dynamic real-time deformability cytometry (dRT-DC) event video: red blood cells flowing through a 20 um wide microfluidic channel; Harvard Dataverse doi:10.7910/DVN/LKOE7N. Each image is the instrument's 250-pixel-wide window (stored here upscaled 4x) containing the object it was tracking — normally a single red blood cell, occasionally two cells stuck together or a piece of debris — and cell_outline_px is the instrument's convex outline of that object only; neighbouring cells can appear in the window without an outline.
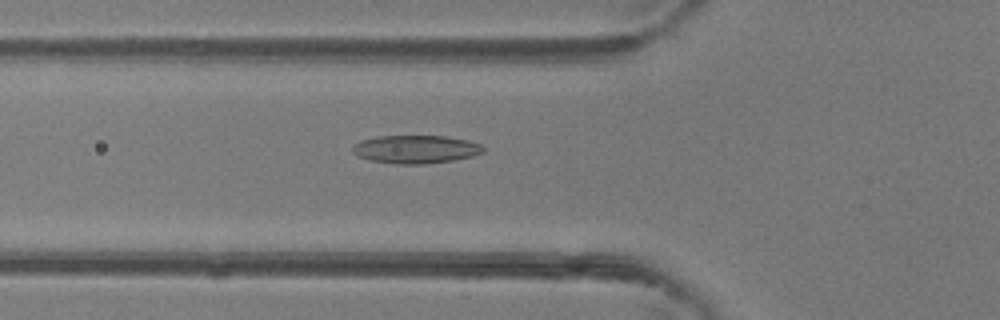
{"species": "common noctule bat (a hibernating species)", "species_latin": "Nyctalus noctula", "temperature_condition": "room temperature", "stored_images_in_passage": 45, "camera_frame_rate_fps": 3000, "um_per_image_px": 0.085, "animal": {"sex": "female"}, "frame": {"image": 1, "passage_image": 17, "time_ms": 5.333, "image_size_px": [1000, 320], "cell_outline_px": [[484, 152], [472, 156], [452, 160], [424, 164], [396, 164], [368, 160], [356, 156], [352, 152], [352, 144], [360, 140], [376, 136], [444, 136], [468, 140], [480, 144], [484, 148]], "centroid_in_image_um": [35.27, 12.69], "position_along_channel_um": 90.5, "area_um2": 21.62}}
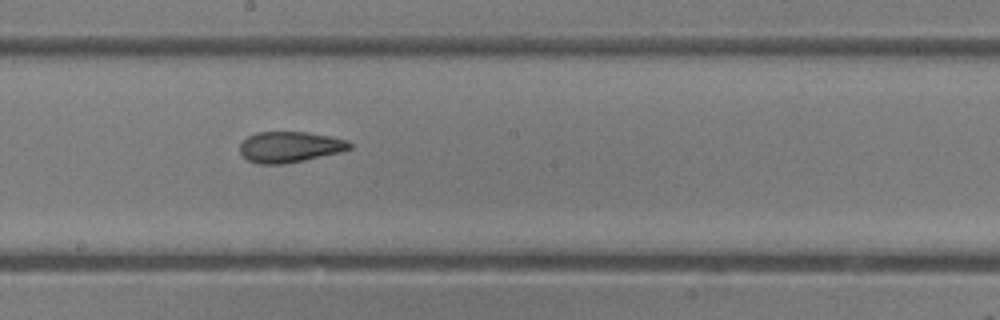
{"frame": {"image": 2, "passage_image": 26, "time_ms": 8.333, "image_size_px": [1000, 320], "cell_outline_px": [[352, 148], [340, 152], [304, 160], [284, 164], [256, 164], [248, 160], [240, 152], [240, 144], [248, 136], [256, 132], [308, 132], [348, 140], [352, 144]], "centroid_in_image_um": [24.63, 12.49], "position_along_channel_um": 223.6, "area_um2": 19.71}}
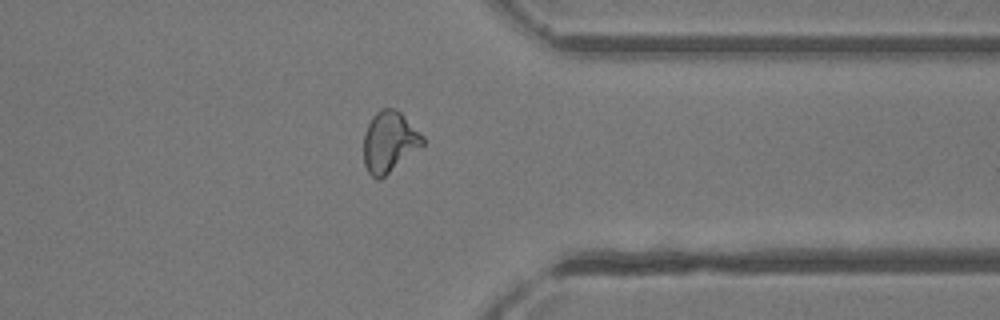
{"frame": {"image": 3, "passage_image": 37, "time_ms": 12.0, "image_size_px": [1000, 320], "cell_outline_px": [[424, 144], [380, 180], [376, 180], [368, 172], [364, 164], [364, 132], [372, 116], [380, 108], [396, 108], [424, 136]], "centroid_in_image_um": [33.08, 12.05], "position_along_channel_um": 378.3, "area_um2": 20.92}, "authors_computed_cell_mechanics": {"area_um2": 20.7502, "velocity_mm_per_s": 4.4109, "shape_relaxation_time_tau1_ms": null, "shape_relaxation_time_tau2_ms": 2.2405, "deformation_change_tau1": null, "deformation_change_tau2": 0.0896}}